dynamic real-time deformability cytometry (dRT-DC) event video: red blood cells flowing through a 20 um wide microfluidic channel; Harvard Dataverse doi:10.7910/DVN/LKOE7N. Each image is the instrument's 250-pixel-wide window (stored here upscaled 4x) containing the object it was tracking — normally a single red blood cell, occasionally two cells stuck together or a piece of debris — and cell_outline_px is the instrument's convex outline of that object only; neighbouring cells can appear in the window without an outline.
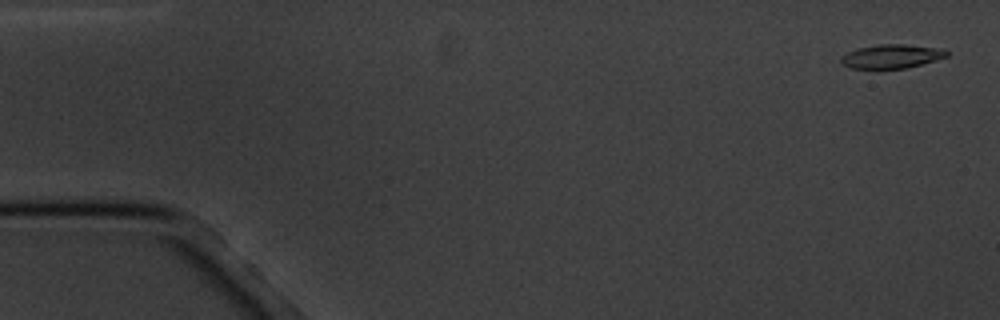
{"species": "common noctule bat (a hibernating species)", "species_latin": "Nyctalus noctula", "temperature_condition": "cold", "stored_images_in_passage": 4, "camera_frame_rate_fps": 3000, "um_per_image_px": 0.085, "animal": {"sex": "male", "body_mass_g": 20.1, "forearm_length_mm": 53.5}, "frame": {"image": 1, "passage_image": 1, "time_ms": 0.0, "image_size_px": [1000, 320], "cell_outline_px": [[948, 56], [936, 60], [904, 68], [848, 68], [840, 64], [840, 56], [848, 52], [860, 48], [880, 44], [904, 44], [944, 48], [948, 52]], "centroid_in_image_um": [75.77, 4.78], "position_along_channel_um": 9.2, "area_um2": 14.68}}
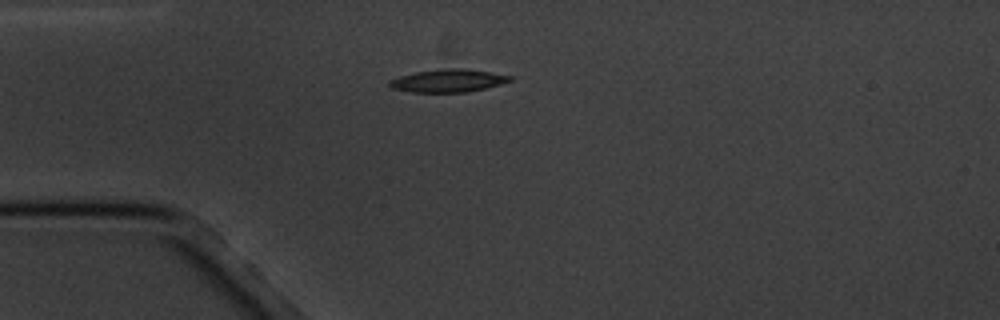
{"frame": {"image": 2, "passage_image": 4, "time_ms": 4.333, "image_size_px": [1000, 320], "cell_outline_px": [[512, 80], [500, 84], [468, 92], [412, 92], [392, 88], [388, 84], [388, 80], [400, 76], [416, 72], [448, 68], [464, 68], [492, 72], [512, 76]], "centroid_in_image_um": [38.09, 6.85], "position_along_channel_um": 46.9, "area_um2": 15.95}}